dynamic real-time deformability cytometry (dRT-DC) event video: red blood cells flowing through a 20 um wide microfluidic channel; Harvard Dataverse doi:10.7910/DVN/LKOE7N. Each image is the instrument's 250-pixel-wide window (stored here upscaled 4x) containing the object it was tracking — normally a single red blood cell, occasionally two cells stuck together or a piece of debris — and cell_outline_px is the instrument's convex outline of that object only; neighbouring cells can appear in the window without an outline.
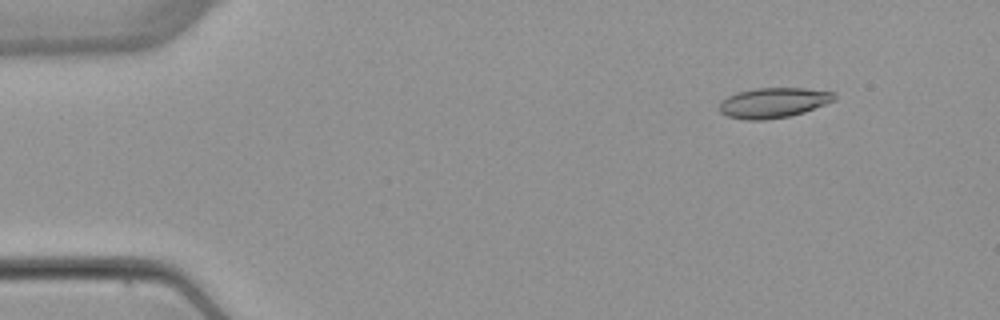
{"species": "common noctule bat (a hibernating species)", "species_latin": "Nyctalus noctula", "temperature_condition": "warm", "stored_images_in_passage": 4, "camera_frame_rate_fps": 3000, "um_per_image_px": 0.085, "animal": {"sex": "female", "body_mass_g": 22.7, "forearm_length_mm": 54.2}, "frame": {"image": 1, "passage_image": 2, "time_ms": 1.333, "image_size_px": [1000, 320], "cell_outline_px": [[836, 100], [804, 112], [788, 116], [764, 120], [744, 120], [728, 116], [720, 112], [720, 100], [736, 92], [756, 88], [804, 88], [836, 92]], "centroid_in_image_um": [65.74, 8.72], "position_along_channel_um": 19.3, "area_um2": 20.29}}
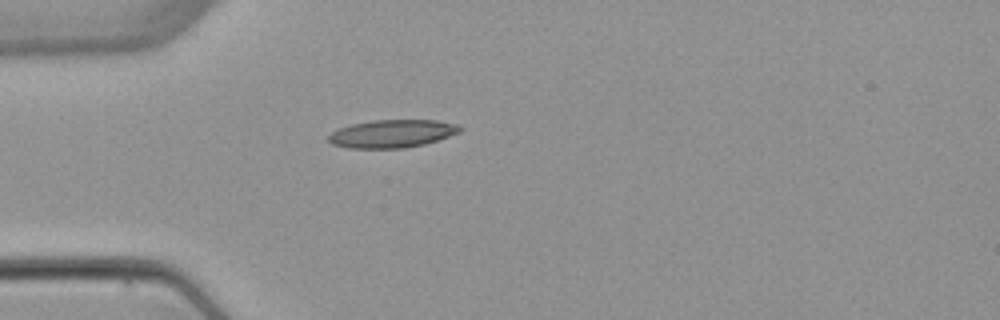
{"frame": {"image": 2, "passage_image": 4, "time_ms": 4.333, "image_size_px": [1000, 320], "cell_outline_px": [[464, 128], [460, 132], [424, 144], [404, 148], [348, 148], [332, 144], [328, 140], [328, 136], [332, 132], [340, 128], [352, 124], [372, 120], [436, 120], [460, 124]], "centroid_in_image_um": [33.36, 11.35], "position_along_channel_um": 51.6, "area_um2": 21.39}}